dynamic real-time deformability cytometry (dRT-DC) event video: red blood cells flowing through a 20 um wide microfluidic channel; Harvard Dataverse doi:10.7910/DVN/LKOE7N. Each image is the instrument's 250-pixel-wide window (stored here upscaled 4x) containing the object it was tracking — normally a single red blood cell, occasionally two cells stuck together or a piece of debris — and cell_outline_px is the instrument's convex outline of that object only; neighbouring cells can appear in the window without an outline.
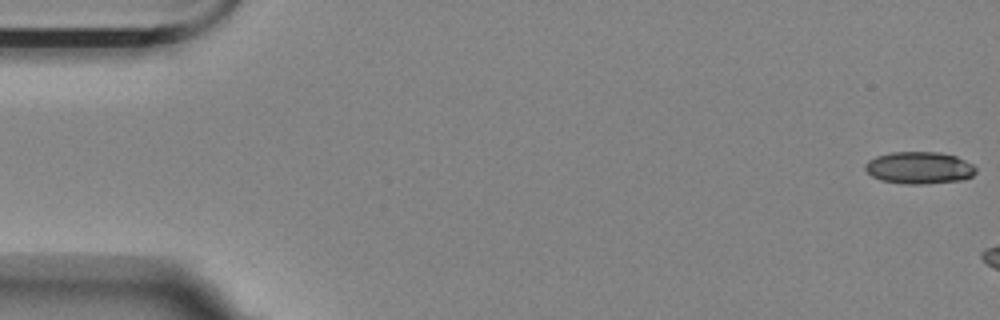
{"species": "Egyptian fruit bat (a non-hibernating species)", "species_latin": "Rousettus aegyptiacus", "temperature_condition": "room temperature", "stored_images_in_passage": 11, "camera_frame_rate_fps": 3000, "um_per_image_px": 0.085, "animal": {"sex": "female"}, "frame": {"image": 1, "passage_image": 1, "time_ms": 0.0, "image_size_px": [1000, 320], "cell_outline_px": [[976, 172], [972, 176], [964, 180], [924, 184], [904, 184], [880, 180], [872, 176], [864, 168], [864, 164], [868, 160], [876, 156], [892, 152], [940, 152], [956, 156], [972, 164], [976, 168]], "centroid_in_image_um": [78.13, 14.27], "position_along_channel_um": 6.9, "area_um2": 20.87}}